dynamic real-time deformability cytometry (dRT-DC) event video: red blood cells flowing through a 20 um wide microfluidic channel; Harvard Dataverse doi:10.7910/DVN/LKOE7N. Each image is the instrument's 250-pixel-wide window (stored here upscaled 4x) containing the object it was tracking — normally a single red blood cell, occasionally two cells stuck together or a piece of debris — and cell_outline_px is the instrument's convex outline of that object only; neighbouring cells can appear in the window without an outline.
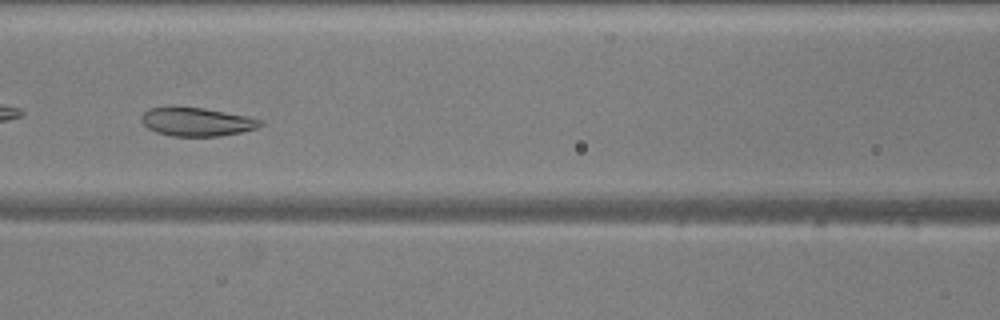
{"species": "common noctule bat (a hibernating species)", "species_latin": "Nyctalus noctula", "temperature_condition": "warm", "stored_images_in_passage": 51, "camera_frame_rate_fps": 3000, "um_per_image_px": 0.085, "animal": {"sex": "male", "body_mass_g": 20.5, "forearm_length_mm": 52.5}, "frame": {"image": 1, "passage_image": 22, "time_ms": 7.0, "image_size_px": [1000, 320], "cell_outline_px": [[264, 124], [256, 128], [240, 132], [220, 136], [172, 136], [156, 132], [148, 128], [140, 120], [140, 116], [148, 108], [204, 108], [248, 116], [260, 120]], "centroid_in_image_um": [16.72, 10.37], "position_along_channel_um": 149.9, "area_um2": 19.48}, "authors_computed_cell_mechanics": {"area_um2": 25.8366, "velocity_mm_per_s": 3.838, "shape_relaxation_time_tau1_ms": 5.0246, "shape_relaxation_time_tau2_ms": 1.962, "deformation_change_tau1": 0.1177, "deformation_change_tau2": 0.0692}}